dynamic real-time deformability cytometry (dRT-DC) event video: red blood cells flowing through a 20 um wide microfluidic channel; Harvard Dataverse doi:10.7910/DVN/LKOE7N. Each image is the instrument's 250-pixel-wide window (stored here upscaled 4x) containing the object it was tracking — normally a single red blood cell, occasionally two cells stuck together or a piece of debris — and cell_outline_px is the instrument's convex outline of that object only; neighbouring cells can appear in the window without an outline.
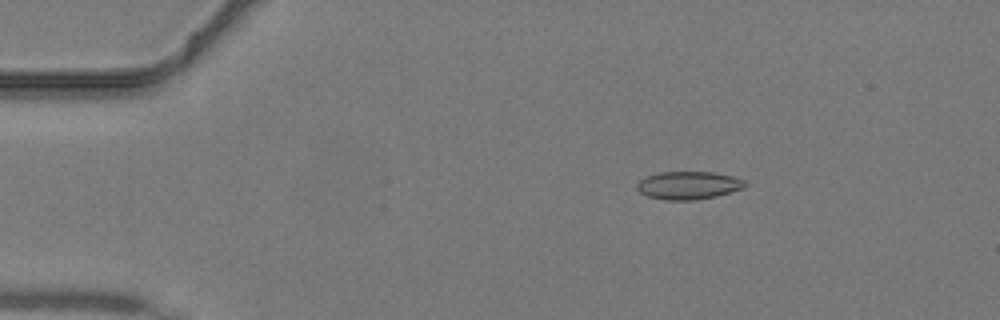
{"species": "common noctule bat (a hibernating species)", "species_latin": "Nyctalus noctula", "temperature_condition": "warm", "stored_images_in_passage": 42, "camera_frame_rate_fps": 3000, "um_per_image_px": 0.085, "animal": {"sex": "male", "body_mass_g": 19.2, "forearm_length_mm": 51.8}, "frame": {"image": 1, "passage_image": 6, "time_ms": 1.667, "image_size_px": [1000, 320], "cell_outline_px": [[748, 184], [744, 188], [716, 196], [696, 200], [668, 200], [648, 196], [640, 192], [636, 188], [636, 184], [640, 180], [648, 176], [660, 172], [712, 172], [732, 176], [744, 180]], "centroid_in_image_um": [58.53, 15.75], "position_along_channel_um": 26.5, "area_um2": 17.51}}
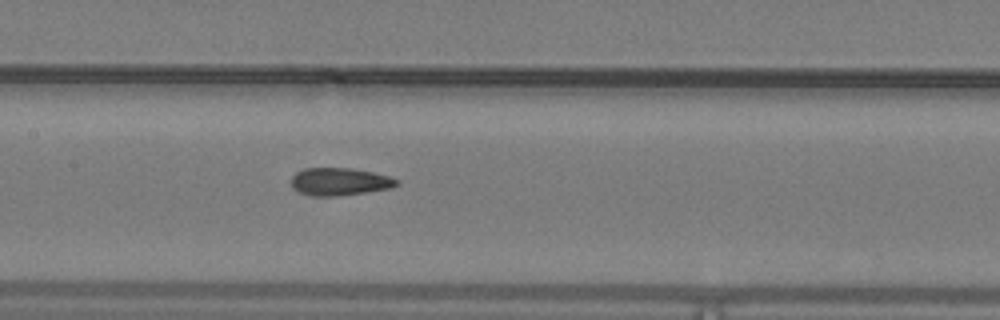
{"frame": {"image": 2, "passage_image": 20, "time_ms": 6.333, "image_size_px": [1000, 320], "cell_outline_px": [[400, 184], [392, 188], [340, 196], [312, 196], [300, 192], [292, 184], [292, 176], [296, 172], [304, 168], [352, 168], [372, 172], [388, 176], [400, 180]], "centroid_in_image_um": [28.92, 15.44], "position_along_channel_um": 178.5, "area_um2": 16.99}}
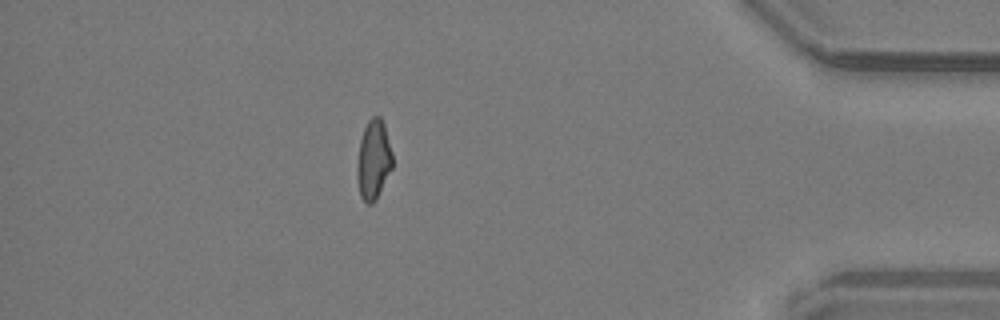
{"frame": {"image": 3, "passage_image": 37, "time_ms": 12.0, "image_size_px": [1000, 320], "cell_outline_px": [[392, 168], [376, 200], [372, 204], [368, 204], [360, 196], [356, 176], [356, 164], [360, 140], [364, 128], [368, 120], [372, 116], [380, 116], [384, 124], [392, 152]], "centroid_in_image_um": [31.73, 13.59], "position_along_channel_um": 403.5, "area_um2": 16.53}}